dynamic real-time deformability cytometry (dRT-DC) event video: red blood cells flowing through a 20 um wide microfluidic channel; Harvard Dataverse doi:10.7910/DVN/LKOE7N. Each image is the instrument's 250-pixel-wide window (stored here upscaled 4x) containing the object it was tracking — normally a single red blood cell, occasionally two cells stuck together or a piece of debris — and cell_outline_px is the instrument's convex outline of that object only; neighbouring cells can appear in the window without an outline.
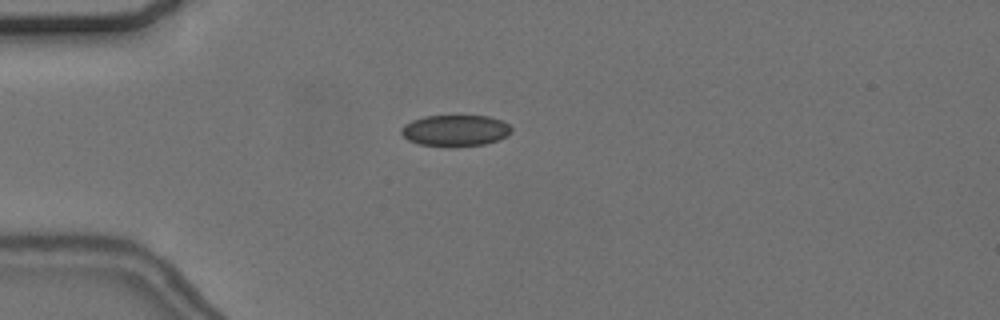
{"species": "common noctule bat (a hibernating species)", "species_latin": "Nyctalus noctula", "temperature_condition": "cold", "stored_images_in_passage": 36, "camera_frame_rate_fps": 3000, "um_per_image_px": 0.085, "animal": {"sex": "female", "body_mass_g": 24.6, "forearm_length_mm": 56.2}, "frame": {"image": 1, "passage_image": 2, "time_ms": 0.333, "image_size_px": [1000, 320], "cell_outline_px": [[512, 132], [508, 136], [484, 144], [420, 144], [408, 140], [400, 132], [400, 128], [404, 124], [412, 120], [424, 116], [488, 116], [500, 120], [508, 124], [512, 128]], "centroid_in_image_um": [38.7, 11.05], "position_along_channel_um": 46.3, "area_um2": 19.42}}
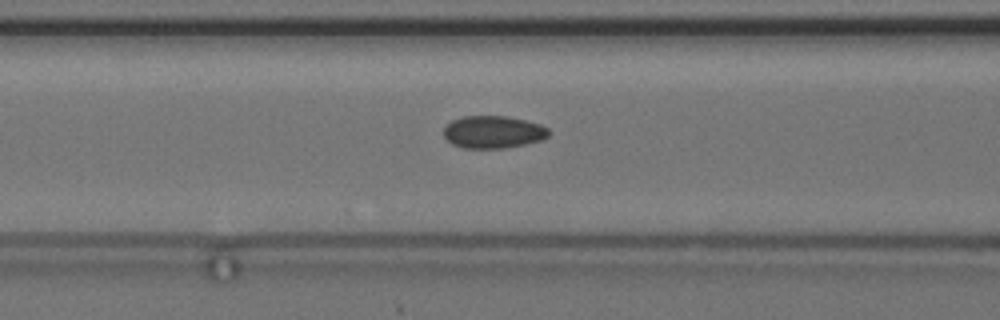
{"frame": {"image": 2, "passage_image": 10, "time_ms": 3.0, "image_size_px": [1000, 320], "cell_outline_px": [[552, 132], [548, 136], [540, 140], [524, 144], [504, 148], [460, 148], [452, 144], [444, 136], [444, 128], [452, 120], [464, 116], [508, 116], [540, 124], [548, 128]], "centroid_in_image_um": [41.92, 11.22], "position_along_channel_um": 124.7, "area_um2": 19.88}}
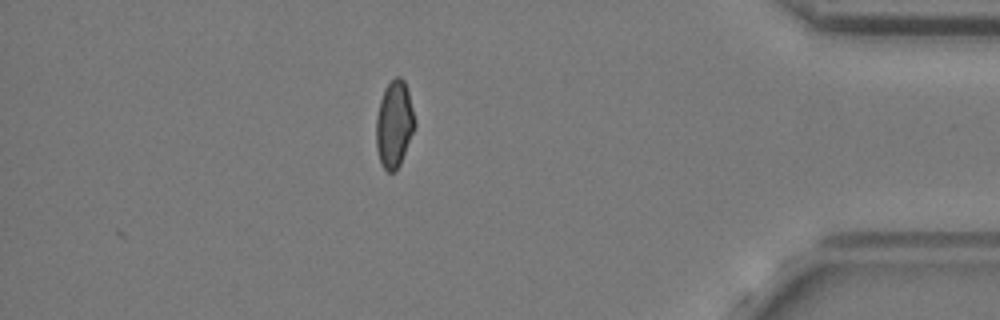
{"frame": {"image": 3, "passage_image": 36, "time_ms": 11.667, "image_size_px": [1000, 320], "cell_outline_px": [[416, 124], [400, 164], [396, 172], [388, 172], [380, 164], [376, 148], [376, 116], [380, 100], [384, 88], [396, 76], [400, 76], [404, 80], [408, 92], [416, 120]], "centroid_in_image_um": [33.5, 10.57], "position_along_channel_um": 401.7, "area_um2": 19.65}, "authors_computed_cell_mechanics": {"area_um2": 19.6809, "velocity_mm_per_s": 3.656, "shape_relaxation_time_tau1_ms": null, "shape_relaxation_time_tau2_ms": 1.3737, "deformation_change_tau1": null, "deformation_change_tau2": 0.0698}}